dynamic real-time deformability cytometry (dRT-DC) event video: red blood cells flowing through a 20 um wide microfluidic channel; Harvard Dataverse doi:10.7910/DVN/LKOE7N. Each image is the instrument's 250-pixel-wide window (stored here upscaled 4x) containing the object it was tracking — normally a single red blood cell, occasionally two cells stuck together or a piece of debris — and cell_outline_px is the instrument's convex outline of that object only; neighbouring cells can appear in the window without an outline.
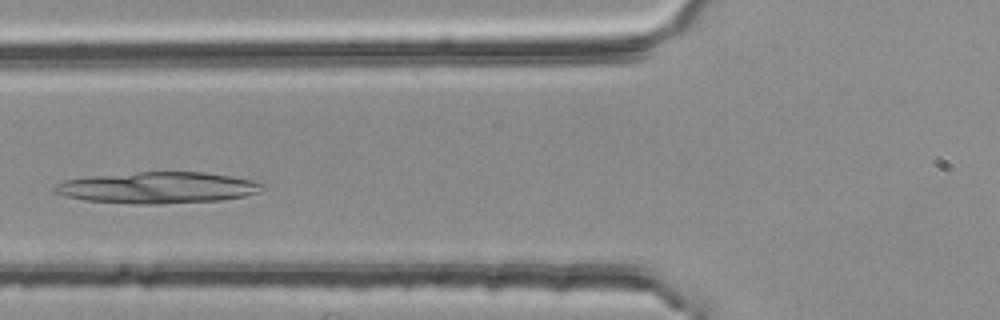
{"species": "common noctule bat (a hibernating species)", "species_latin": "Nyctalus noctula", "temperature_condition": "room temperature", "stored_images_in_passage": 3, "camera_frame_rate_fps": 3000, "um_per_image_px": 0.085, "animal": {"sex": "female", "body_mass_g": 25.1}, "frame": {"image": 1, "passage_image": 3, "time_ms": 0.667, "image_size_px": [1000, 320], "cell_outline_px": [[264, 188], [256, 192], [244, 196], [220, 200], [160, 204], [140, 204], [84, 200], [52, 192], [52, 188], [56, 184], [64, 180], [92, 176], [140, 172], [204, 172], [256, 180], [264, 184]], "centroid_in_image_um": [13.41, 15.95], "position_along_channel_um": 112.4, "area_um2": 37.8}}